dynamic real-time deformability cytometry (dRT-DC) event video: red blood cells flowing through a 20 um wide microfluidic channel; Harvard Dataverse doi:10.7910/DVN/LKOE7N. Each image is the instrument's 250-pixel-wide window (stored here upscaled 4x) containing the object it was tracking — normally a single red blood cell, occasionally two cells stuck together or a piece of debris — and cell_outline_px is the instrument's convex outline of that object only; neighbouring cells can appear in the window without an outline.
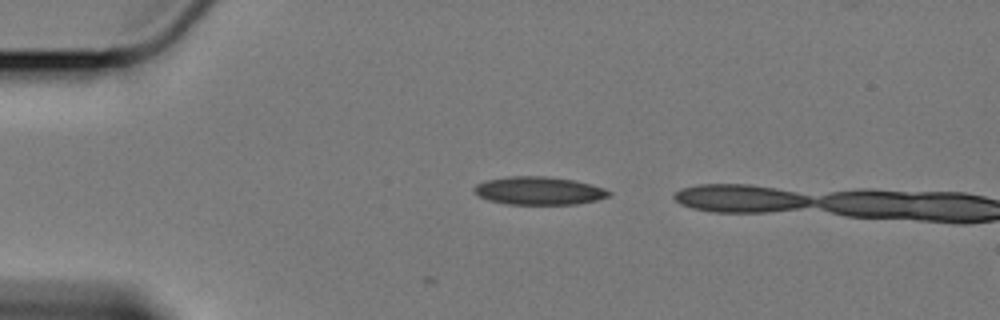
{"species": "Egyptian fruit bat (a non-hibernating species)", "species_latin": "Rousettus aegyptiacus", "temperature_condition": "cold", "stored_images_in_passage": 5, "camera_frame_rate_fps": 3000, "um_per_image_px": 0.085, "animal": {"sex": "female"}, "frame": {"image": 1, "passage_image": 5, "time_ms": 1.333, "image_size_px": [1000, 320], "cell_outline_px": [[612, 192], [608, 196], [596, 200], [576, 204], [508, 204], [488, 200], [472, 192], [472, 188], [476, 184], [484, 180], [508, 176], [544, 176], [576, 180], [604, 188]], "centroid_in_image_um": [45.76, 16.2], "position_along_channel_um": 39.2, "area_um2": 22.14}}